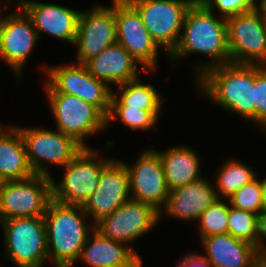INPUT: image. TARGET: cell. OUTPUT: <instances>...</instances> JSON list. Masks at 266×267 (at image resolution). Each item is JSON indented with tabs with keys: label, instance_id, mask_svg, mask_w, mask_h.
Returning a JSON list of instances; mask_svg holds the SVG:
<instances>
[{
	"label": "cell",
	"instance_id": "8fae6325",
	"mask_svg": "<svg viewBox=\"0 0 266 267\" xmlns=\"http://www.w3.org/2000/svg\"><path fill=\"white\" fill-rule=\"evenodd\" d=\"M159 220V211L152 205L130 199L97 221L94 229L106 238L126 244L138 255L131 242L157 227Z\"/></svg>",
	"mask_w": 266,
	"mask_h": 267
},
{
	"label": "cell",
	"instance_id": "52a82bcc",
	"mask_svg": "<svg viewBox=\"0 0 266 267\" xmlns=\"http://www.w3.org/2000/svg\"><path fill=\"white\" fill-rule=\"evenodd\" d=\"M140 13L150 37L171 54L179 43L186 13L196 0H128Z\"/></svg>",
	"mask_w": 266,
	"mask_h": 267
},
{
	"label": "cell",
	"instance_id": "f35d334b",
	"mask_svg": "<svg viewBox=\"0 0 266 267\" xmlns=\"http://www.w3.org/2000/svg\"><path fill=\"white\" fill-rule=\"evenodd\" d=\"M2 125H0V133L5 129L4 127H1Z\"/></svg>",
	"mask_w": 266,
	"mask_h": 267
},
{
	"label": "cell",
	"instance_id": "30bf717a",
	"mask_svg": "<svg viewBox=\"0 0 266 267\" xmlns=\"http://www.w3.org/2000/svg\"><path fill=\"white\" fill-rule=\"evenodd\" d=\"M231 63L266 66V16L260 8L227 18Z\"/></svg>",
	"mask_w": 266,
	"mask_h": 267
},
{
	"label": "cell",
	"instance_id": "f546056e",
	"mask_svg": "<svg viewBox=\"0 0 266 267\" xmlns=\"http://www.w3.org/2000/svg\"><path fill=\"white\" fill-rule=\"evenodd\" d=\"M228 201L230 206L234 208L249 211L260 216L263 205L262 180L260 181L256 176L228 198Z\"/></svg>",
	"mask_w": 266,
	"mask_h": 267
},
{
	"label": "cell",
	"instance_id": "d6a6232c",
	"mask_svg": "<svg viewBox=\"0 0 266 267\" xmlns=\"http://www.w3.org/2000/svg\"><path fill=\"white\" fill-rule=\"evenodd\" d=\"M181 260V263L179 262L177 267H212L201 254H197L196 252L186 255Z\"/></svg>",
	"mask_w": 266,
	"mask_h": 267
},
{
	"label": "cell",
	"instance_id": "8d00e7d4",
	"mask_svg": "<svg viewBox=\"0 0 266 267\" xmlns=\"http://www.w3.org/2000/svg\"><path fill=\"white\" fill-rule=\"evenodd\" d=\"M254 267H266V263L260 259L255 265Z\"/></svg>",
	"mask_w": 266,
	"mask_h": 267
},
{
	"label": "cell",
	"instance_id": "277c9868",
	"mask_svg": "<svg viewBox=\"0 0 266 267\" xmlns=\"http://www.w3.org/2000/svg\"><path fill=\"white\" fill-rule=\"evenodd\" d=\"M44 91L56 129L73 138L83 148H88L85 138L107 128L106 116L96 106L74 95L57 92L47 81Z\"/></svg>",
	"mask_w": 266,
	"mask_h": 267
},
{
	"label": "cell",
	"instance_id": "5b68a950",
	"mask_svg": "<svg viewBox=\"0 0 266 267\" xmlns=\"http://www.w3.org/2000/svg\"><path fill=\"white\" fill-rule=\"evenodd\" d=\"M0 224L4 256L16 267H43L48 260L44 216L11 218L0 221Z\"/></svg>",
	"mask_w": 266,
	"mask_h": 267
},
{
	"label": "cell",
	"instance_id": "d4e9b609",
	"mask_svg": "<svg viewBox=\"0 0 266 267\" xmlns=\"http://www.w3.org/2000/svg\"><path fill=\"white\" fill-rule=\"evenodd\" d=\"M117 92L112 91L110 106H131L148 110L158 121L165 101L150 83L144 84L140 78L116 86ZM118 95V96H117Z\"/></svg>",
	"mask_w": 266,
	"mask_h": 267
},
{
	"label": "cell",
	"instance_id": "7c38bea8",
	"mask_svg": "<svg viewBox=\"0 0 266 267\" xmlns=\"http://www.w3.org/2000/svg\"><path fill=\"white\" fill-rule=\"evenodd\" d=\"M43 72L57 92L74 95L96 106L107 117L113 90L91 75L85 64L46 66Z\"/></svg>",
	"mask_w": 266,
	"mask_h": 267
},
{
	"label": "cell",
	"instance_id": "f1b7e54d",
	"mask_svg": "<svg viewBox=\"0 0 266 267\" xmlns=\"http://www.w3.org/2000/svg\"><path fill=\"white\" fill-rule=\"evenodd\" d=\"M106 119L107 127L114 119H120L119 121L134 131H147L151 128H155L156 130L155 125L158 122L148 110H142L131 106H110V111Z\"/></svg>",
	"mask_w": 266,
	"mask_h": 267
},
{
	"label": "cell",
	"instance_id": "44dd1931",
	"mask_svg": "<svg viewBox=\"0 0 266 267\" xmlns=\"http://www.w3.org/2000/svg\"><path fill=\"white\" fill-rule=\"evenodd\" d=\"M140 64L120 43L116 42L85 63L89 73L108 86L123 85L139 78Z\"/></svg>",
	"mask_w": 266,
	"mask_h": 267
},
{
	"label": "cell",
	"instance_id": "484cf974",
	"mask_svg": "<svg viewBox=\"0 0 266 267\" xmlns=\"http://www.w3.org/2000/svg\"><path fill=\"white\" fill-rule=\"evenodd\" d=\"M236 158L225 160L216 175L215 190L219 199H228L256 177L255 171Z\"/></svg>",
	"mask_w": 266,
	"mask_h": 267
},
{
	"label": "cell",
	"instance_id": "e575fe53",
	"mask_svg": "<svg viewBox=\"0 0 266 267\" xmlns=\"http://www.w3.org/2000/svg\"><path fill=\"white\" fill-rule=\"evenodd\" d=\"M262 188H263L262 214H266V178L262 180Z\"/></svg>",
	"mask_w": 266,
	"mask_h": 267
},
{
	"label": "cell",
	"instance_id": "9c48e42d",
	"mask_svg": "<svg viewBox=\"0 0 266 267\" xmlns=\"http://www.w3.org/2000/svg\"><path fill=\"white\" fill-rule=\"evenodd\" d=\"M52 200V177L34 174L24 180L0 182V221L44 216Z\"/></svg>",
	"mask_w": 266,
	"mask_h": 267
},
{
	"label": "cell",
	"instance_id": "836d02e7",
	"mask_svg": "<svg viewBox=\"0 0 266 267\" xmlns=\"http://www.w3.org/2000/svg\"><path fill=\"white\" fill-rule=\"evenodd\" d=\"M260 237L258 241V251L261 253L266 252V241L264 242V239L266 238V214L260 215Z\"/></svg>",
	"mask_w": 266,
	"mask_h": 267
},
{
	"label": "cell",
	"instance_id": "9a60e30c",
	"mask_svg": "<svg viewBox=\"0 0 266 267\" xmlns=\"http://www.w3.org/2000/svg\"><path fill=\"white\" fill-rule=\"evenodd\" d=\"M117 42L139 63L145 72L157 68L159 47L152 40L138 10L128 0H115Z\"/></svg>",
	"mask_w": 266,
	"mask_h": 267
},
{
	"label": "cell",
	"instance_id": "7402d4cb",
	"mask_svg": "<svg viewBox=\"0 0 266 267\" xmlns=\"http://www.w3.org/2000/svg\"><path fill=\"white\" fill-rule=\"evenodd\" d=\"M79 260L90 267H142L143 260L126 244L90 232Z\"/></svg>",
	"mask_w": 266,
	"mask_h": 267
},
{
	"label": "cell",
	"instance_id": "74e56055",
	"mask_svg": "<svg viewBox=\"0 0 266 267\" xmlns=\"http://www.w3.org/2000/svg\"><path fill=\"white\" fill-rule=\"evenodd\" d=\"M261 259L266 263V252L261 253Z\"/></svg>",
	"mask_w": 266,
	"mask_h": 267
},
{
	"label": "cell",
	"instance_id": "cb8c5ba5",
	"mask_svg": "<svg viewBox=\"0 0 266 267\" xmlns=\"http://www.w3.org/2000/svg\"><path fill=\"white\" fill-rule=\"evenodd\" d=\"M7 127L0 133V182L30 178L34 172L22 135L16 125Z\"/></svg>",
	"mask_w": 266,
	"mask_h": 267
},
{
	"label": "cell",
	"instance_id": "4fadbf2b",
	"mask_svg": "<svg viewBox=\"0 0 266 267\" xmlns=\"http://www.w3.org/2000/svg\"><path fill=\"white\" fill-rule=\"evenodd\" d=\"M116 42L115 0L109 7L97 4L81 11L73 44L77 48L76 63L85 64Z\"/></svg>",
	"mask_w": 266,
	"mask_h": 267
},
{
	"label": "cell",
	"instance_id": "7a4b0ae2",
	"mask_svg": "<svg viewBox=\"0 0 266 267\" xmlns=\"http://www.w3.org/2000/svg\"><path fill=\"white\" fill-rule=\"evenodd\" d=\"M195 85L202 96L255 125L254 65L228 63L213 67Z\"/></svg>",
	"mask_w": 266,
	"mask_h": 267
},
{
	"label": "cell",
	"instance_id": "8992f818",
	"mask_svg": "<svg viewBox=\"0 0 266 267\" xmlns=\"http://www.w3.org/2000/svg\"><path fill=\"white\" fill-rule=\"evenodd\" d=\"M90 147L81 151L65 166L64 175L57 183L52 178V199L66 205H81L95 191L103 168L112 160L99 156Z\"/></svg>",
	"mask_w": 266,
	"mask_h": 267
},
{
	"label": "cell",
	"instance_id": "83f0119b",
	"mask_svg": "<svg viewBox=\"0 0 266 267\" xmlns=\"http://www.w3.org/2000/svg\"><path fill=\"white\" fill-rule=\"evenodd\" d=\"M228 199H217L197 220L200 239L211 235L227 234L228 231Z\"/></svg>",
	"mask_w": 266,
	"mask_h": 267
},
{
	"label": "cell",
	"instance_id": "ffe728a7",
	"mask_svg": "<svg viewBox=\"0 0 266 267\" xmlns=\"http://www.w3.org/2000/svg\"><path fill=\"white\" fill-rule=\"evenodd\" d=\"M200 240L206 253L200 254L212 267H254L261 259L255 245L236 239L228 233Z\"/></svg>",
	"mask_w": 266,
	"mask_h": 267
},
{
	"label": "cell",
	"instance_id": "e0dca14e",
	"mask_svg": "<svg viewBox=\"0 0 266 267\" xmlns=\"http://www.w3.org/2000/svg\"><path fill=\"white\" fill-rule=\"evenodd\" d=\"M136 160L132 165L125 163L131 199L148 203L160 211L169 195L161 159L153 149H147Z\"/></svg>",
	"mask_w": 266,
	"mask_h": 267
},
{
	"label": "cell",
	"instance_id": "d590c367",
	"mask_svg": "<svg viewBox=\"0 0 266 267\" xmlns=\"http://www.w3.org/2000/svg\"><path fill=\"white\" fill-rule=\"evenodd\" d=\"M258 2H260V9L264 13V15H266V0H260Z\"/></svg>",
	"mask_w": 266,
	"mask_h": 267
},
{
	"label": "cell",
	"instance_id": "1f68e13d",
	"mask_svg": "<svg viewBox=\"0 0 266 267\" xmlns=\"http://www.w3.org/2000/svg\"><path fill=\"white\" fill-rule=\"evenodd\" d=\"M210 11L215 13L218 9L219 15L228 18L260 8L256 0H200ZM258 3V4H257Z\"/></svg>",
	"mask_w": 266,
	"mask_h": 267
},
{
	"label": "cell",
	"instance_id": "4316f807",
	"mask_svg": "<svg viewBox=\"0 0 266 267\" xmlns=\"http://www.w3.org/2000/svg\"><path fill=\"white\" fill-rule=\"evenodd\" d=\"M260 216L232 206L229 207L227 233L258 248Z\"/></svg>",
	"mask_w": 266,
	"mask_h": 267
},
{
	"label": "cell",
	"instance_id": "ac0fdd59",
	"mask_svg": "<svg viewBox=\"0 0 266 267\" xmlns=\"http://www.w3.org/2000/svg\"><path fill=\"white\" fill-rule=\"evenodd\" d=\"M31 18L40 39L43 33L74 44L81 11L52 3L13 0Z\"/></svg>",
	"mask_w": 266,
	"mask_h": 267
},
{
	"label": "cell",
	"instance_id": "6da1fadb",
	"mask_svg": "<svg viewBox=\"0 0 266 267\" xmlns=\"http://www.w3.org/2000/svg\"><path fill=\"white\" fill-rule=\"evenodd\" d=\"M214 15L200 0H196L186 13L179 43L169 56L172 62H177L192 53L207 55L211 61L196 65V80L213 67L231 63L227 19Z\"/></svg>",
	"mask_w": 266,
	"mask_h": 267
},
{
	"label": "cell",
	"instance_id": "4dcf8cb0",
	"mask_svg": "<svg viewBox=\"0 0 266 267\" xmlns=\"http://www.w3.org/2000/svg\"><path fill=\"white\" fill-rule=\"evenodd\" d=\"M255 125L266 131V66L254 65Z\"/></svg>",
	"mask_w": 266,
	"mask_h": 267
},
{
	"label": "cell",
	"instance_id": "5bb4252c",
	"mask_svg": "<svg viewBox=\"0 0 266 267\" xmlns=\"http://www.w3.org/2000/svg\"><path fill=\"white\" fill-rule=\"evenodd\" d=\"M14 4L16 10L11 13L2 16L1 12L4 11H0V58L20 79L22 69L39 37L31 18L17 3Z\"/></svg>",
	"mask_w": 266,
	"mask_h": 267
},
{
	"label": "cell",
	"instance_id": "3957f363",
	"mask_svg": "<svg viewBox=\"0 0 266 267\" xmlns=\"http://www.w3.org/2000/svg\"><path fill=\"white\" fill-rule=\"evenodd\" d=\"M87 216L81 205L49 202L44 215L47 251L55 267H72L79 260L89 232L94 230L93 223H85Z\"/></svg>",
	"mask_w": 266,
	"mask_h": 267
},
{
	"label": "cell",
	"instance_id": "2e32d148",
	"mask_svg": "<svg viewBox=\"0 0 266 267\" xmlns=\"http://www.w3.org/2000/svg\"><path fill=\"white\" fill-rule=\"evenodd\" d=\"M130 199L129 173L125 162L112 159L103 168L99 183L83 209L95 224Z\"/></svg>",
	"mask_w": 266,
	"mask_h": 267
},
{
	"label": "cell",
	"instance_id": "603a6c76",
	"mask_svg": "<svg viewBox=\"0 0 266 267\" xmlns=\"http://www.w3.org/2000/svg\"><path fill=\"white\" fill-rule=\"evenodd\" d=\"M154 151L161 159L169 191L204 177L200 174V158L190 147L178 145L165 151Z\"/></svg>",
	"mask_w": 266,
	"mask_h": 267
},
{
	"label": "cell",
	"instance_id": "ba28073f",
	"mask_svg": "<svg viewBox=\"0 0 266 267\" xmlns=\"http://www.w3.org/2000/svg\"><path fill=\"white\" fill-rule=\"evenodd\" d=\"M16 127L24 140L29 165L37 175L52 177L50 164L65 167L83 148L58 129Z\"/></svg>",
	"mask_w": 266,
	"mask_h": 267
},
{
	"label": "cell",
	"instance_id": "d6986e66",
	"mask_svg": "<svg viewBox=\"0 0 266 267\" xmlns=\"http://www.w3.org/2000/svg\"><path fill=\"white\" fill-rule=\"evenodd\" d=\"M217 199L219 198L212 182L208 178H200L169 191L166 204L159 211V219L165 212L168 217L170 215L178 220L197 222L202 213Z\"/></svg>",
	"mask_w": 266,
	"mask_h": 267
}]
</instances>
